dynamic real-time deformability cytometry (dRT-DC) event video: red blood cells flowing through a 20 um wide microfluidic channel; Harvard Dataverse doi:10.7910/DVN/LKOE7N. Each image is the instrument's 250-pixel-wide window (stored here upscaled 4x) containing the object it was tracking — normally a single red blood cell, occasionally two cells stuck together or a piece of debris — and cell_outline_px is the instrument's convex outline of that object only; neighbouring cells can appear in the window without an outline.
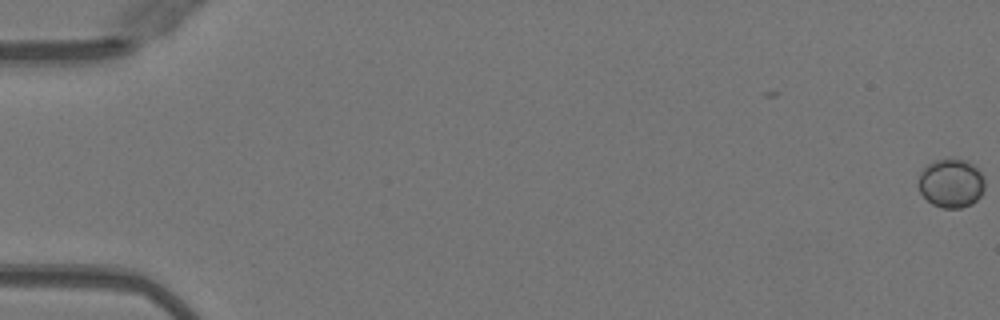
{"species": "Egyptian fruit bat (a non-hibernating species)", "species_latin": "Rousettus aegyptiacus", "temperature_condition": "warm", "stored_images_in_passage": 52, "camera_frame_rate_fps": 3000, "um_per_image_px": 0.085, "animal": {"sex": "female"}, "frame": {"image": 1, "passage_image": 1, "time_ms": 0.0, "image_size_px": [1000, 320], "cell_outline_px": [[984, 188], [980, 196], [972, 204], [960, 208], [944, 208], [932, 204], [920, 192], [920, 172], [928, 164], [936, 160], [952, 156], [968, 160], [984, 176]], "centroid_in_image_um": [80.87, 15.54], "position_along_channel_um": 4.1, "area_um2": 19.02}}
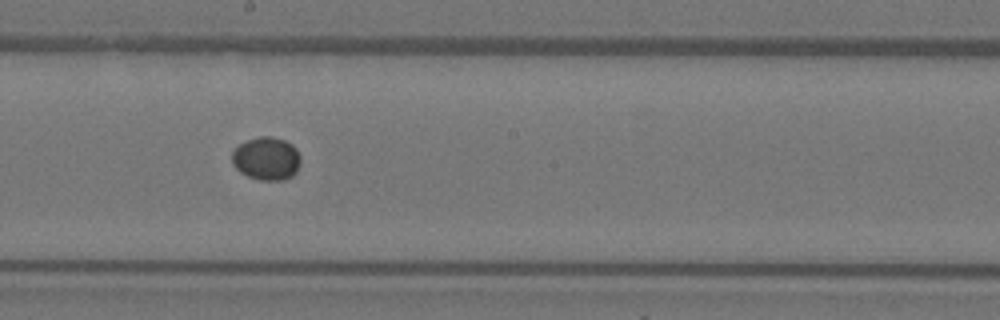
{"frame": {"image": 2, "passage_image": 30, "time_ms": 9.667, "image_size_px": [1000, 320], "cell_outline_px": [[300, 164], [296, 172], [292, 176], [284, 180], [260, 180], [248, 176], [240, 172], [232, 164], [232, 152], [240, 144], [248, 140], [260, 136], [272, 136], [284, 140], [292, 144], [296, 148], [300, 156]], "centroid_in_image_um": [22.66, 13.48], "position_along_channel_um": 225.5, "area_um2": 17.28}}
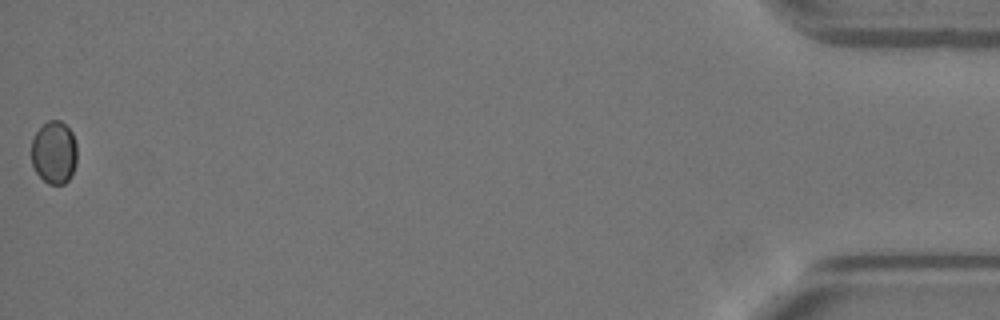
{"frame": {"image": 3, "passage_image": 52, "time_ms": 17.0, "image_size_px": [1000, 320], "cell_outline_px": [[76, 164], [72, 176], [64, 184], [48, 184], [36, 172], [32, 164], [32, 140], [36, 132], [48, 120], [60, 120], [72, 132], [76, 144]], "centroid_in_image_um": [4.61, 12.97], "position_along_channel_um": 430.6, "area_um2": 16.7}}